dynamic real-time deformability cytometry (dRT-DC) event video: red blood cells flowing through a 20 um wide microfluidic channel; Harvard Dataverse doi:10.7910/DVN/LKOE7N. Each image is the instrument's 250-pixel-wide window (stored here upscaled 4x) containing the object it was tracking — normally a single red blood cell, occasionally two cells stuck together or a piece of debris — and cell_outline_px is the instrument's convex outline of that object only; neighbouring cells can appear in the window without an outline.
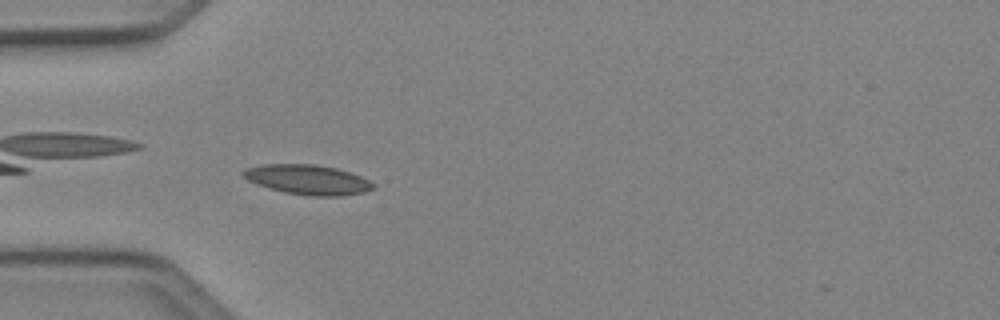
{"species": "Egyptian fruit bat (a non-hibernating species)", "species_latin": "Rousettus aegyptiacus", "temperature_condition": "cold", "stored_images_in_passage": 37, "camera_frame_rate_fps": 3000, "um_per_image_px": 0.085, "animal": {"sex": "female"}, "frame": {"image": 1, "passage_image": 3, "time_ms": 0.667, "image_size_px": [1000, 320], "cell_outline_px": [[376, 184], [372, 188], [364, 192], [344, 196], [312, 196], [284, 192], [268, 188], [256, 184], [248, 180], [240, 172], [244, 168], [260, 164], [316, 164], [336, 168], [360, 176]], "centroid_in_image_um": [26.12, 15.26], "position_along_channel_um": 58.9, "area_um2": 22.66}}
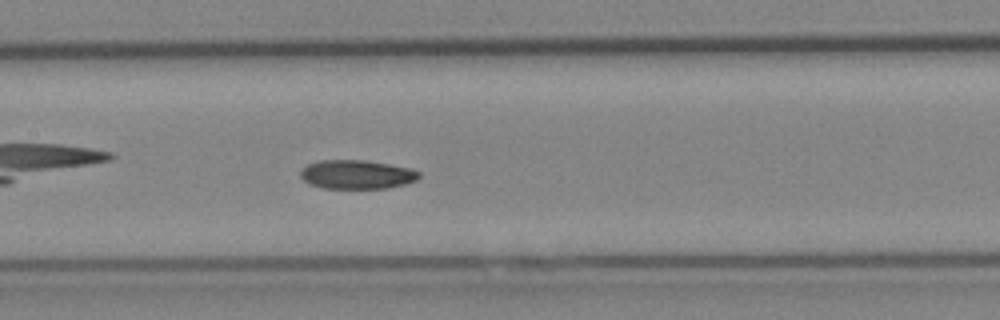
{"frame": {"image": 2, "passage_image": 12, "time_ms": 3.667, "image_size_px": [1000, 320], "cell_outline_px": [[420, 176], [416, 180], [404, 184], [388, 188], [324, 188], [308, 184], [300, 176], [300, 172], [308, 164], [320, 160], [368, 160], [412, 168], [420, 172]], "centroid_in_image_um": [30.34, 14.82], "position_along_channel_um": 177.1, "area_um2": 20.06}}
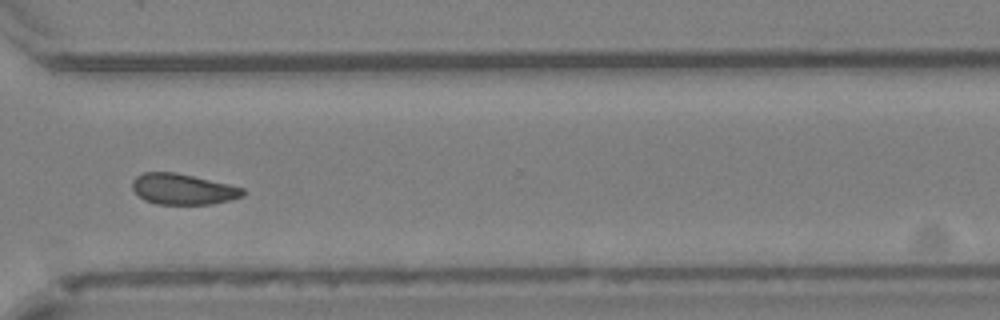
{"frame": {"image": 3, "passage_image": 25, "time_ms": 8.0, "image_size_px": [1000, 320], "cell_outline_px": [[244, 196], [232, 200], [212, 204], [156, 204], [144, 200], [132, 188], [132, 180], [136, 176], [144, 172], [176, 172], [228, 184], [244, 188]], "centroid_in_image_um": [15.55, 16.08], "position_along_channel_um": 355.0, "area_um2": 19.88}, "authors_computed_cell_mechanics": {"area_um2": 20.0566, "velocity_mm_per_s": 4.0977, "shape_relaxation_time_tau1_ms": 7.4434, "shape_relaxation_time_tau2_ms": null, "deformation_change_tau1": 0.1195, "deformation_change_tau2": null}}